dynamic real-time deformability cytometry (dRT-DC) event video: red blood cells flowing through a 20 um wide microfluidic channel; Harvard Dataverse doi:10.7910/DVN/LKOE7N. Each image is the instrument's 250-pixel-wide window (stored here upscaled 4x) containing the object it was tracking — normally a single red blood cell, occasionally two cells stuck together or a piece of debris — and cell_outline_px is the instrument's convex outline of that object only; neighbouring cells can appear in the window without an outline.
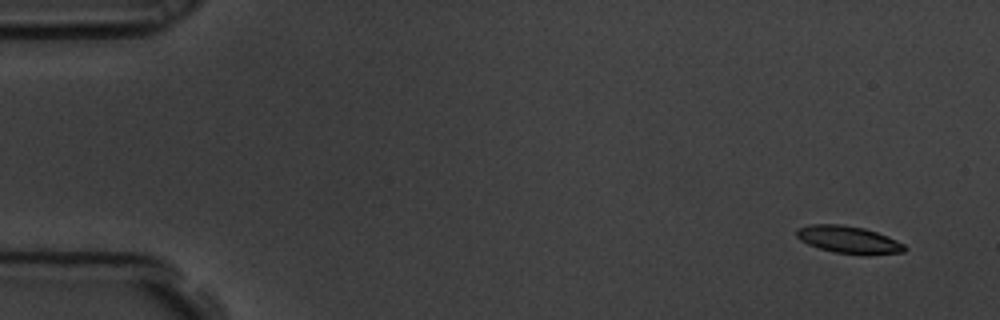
{"species": "common noctule bat (a hibernating species)", "species_latin": "Nyctalus noctula", "temperature_condition": "room temperature", "stored_images_in_passage": 5, "camera_frame_rate_fps": 3000, "um_per_image_px": 0.085, "animal": {"sex": "male", "body_mass_g": 19.5, "forearm_length_mm": 54.6}, "frame": {"image": 1, "passage_image": 1, "time_ms": 0.0, "image_size_px": [1000, 320], "cell_outline_px": [[908, 248], [904, 252], [832, 252], [808, 244], [800, 240], [796, 236], [796, 228], [812, 224], [840, 224], [864, 228], [888, 236], [904, 244]], "centroid_in_image_um": [72.05, 20.32], "position_along_channel_um": 12.9, "area_um2": 16.47}}
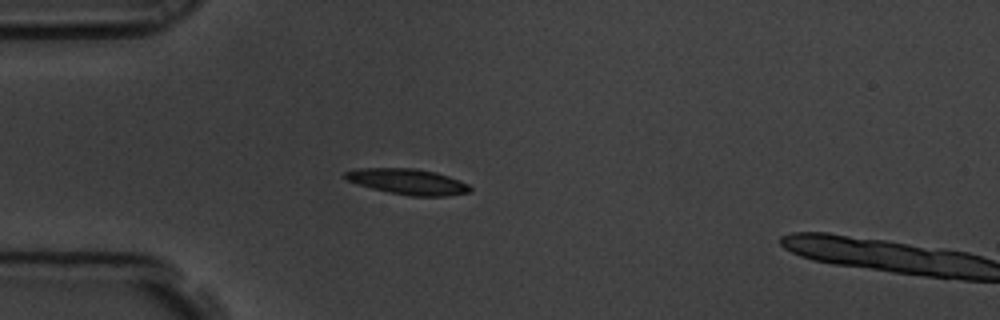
{"frame": {"image": 2, "passage_image": 4, "time_ms": 1.0, "image_size_px": [1000, 320], "cell_outline_px": [[472, 188], [468, 192], [448, 196], [412, 196], [372, 188], [348, 180], [344, 176], [344, 172], [356, 168], [416, 168], [436, 172], [460, 180], [468, 184]], "centroid_in_image_um": [34.69, 15.42], "position_along_channel_um": 50.3, "area_um2": 18.5}}